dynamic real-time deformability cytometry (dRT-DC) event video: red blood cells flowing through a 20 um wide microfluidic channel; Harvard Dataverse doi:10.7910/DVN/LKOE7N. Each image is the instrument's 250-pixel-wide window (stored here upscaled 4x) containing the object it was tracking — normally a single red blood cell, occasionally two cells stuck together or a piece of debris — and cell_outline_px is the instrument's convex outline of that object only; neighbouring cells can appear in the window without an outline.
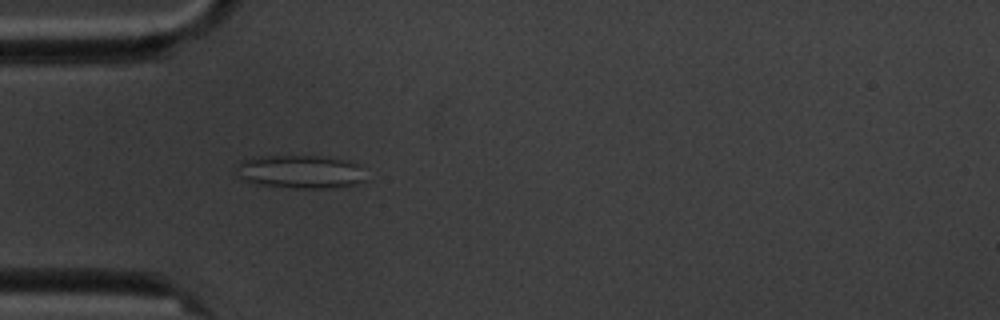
{"species": "common noctule bat (a hibernating species)", "species_latin": "Nyctalus noctula", "temperature_condition": "cold", "stored_images_in_passage": 2, "camera_frame_rate_fps": 3000, "um_per_image_px": 0.085, "animal": {"sex": "male", "body_mass_g": 20.1, "forearm_length_mm": 53.5}, "frame": {"image": 1, "passage_image": 2, "time_ms": 1.0, "image_size_px": [1000, 320], "cell_outline_px": [[368, 180], [356, 184], [332, 188], [296, 188], [260, 184], [240, 180], [236, 164], [240, 160], [252, 156], [324, 156], [348, 160], [356, 164]], "centroid_in_image_um": [25.5, 14.59], "position_along_channel_um": 59.5, "area_um2": 25.37}}